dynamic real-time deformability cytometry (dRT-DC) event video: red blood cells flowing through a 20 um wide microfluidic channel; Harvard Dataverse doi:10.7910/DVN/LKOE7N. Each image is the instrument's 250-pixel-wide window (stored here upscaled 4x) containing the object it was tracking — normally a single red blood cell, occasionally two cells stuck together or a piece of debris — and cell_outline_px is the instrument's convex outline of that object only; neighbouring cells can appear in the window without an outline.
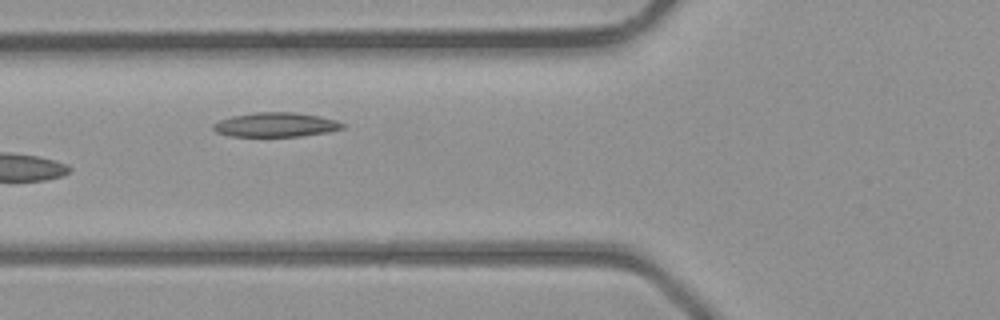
{"species": "common noctule bat (a hibernating species)", "species_latin": "Nyctalus noctula", "temperature_condition": "room temperature", "stored_images_in_passage": 5, "camera_frame_rate_fps": 3000, "um_per_image_px": 0.085, "animal": {"sex": "male", "body_mass_g": 23.1, "forearm_length_mm": 52.7}, "frame": {"image": 1, "passage_image": 4, "time_ms": 3.667, "image_size_px": [1000, 320], "cell_outline_px": [[344, 128], [328, 132], [300, 136], [228, 136], [216, 132], [212, 128], [212, 124], [220, 120], [232, 116], [256, 112], [296, 112], [320, 116], [336, 120], [344, 124]], "centroid_in_image_um": [23.43, 10.6], "position_along_channel_um": 102.4, "area_um2": 18.38}}
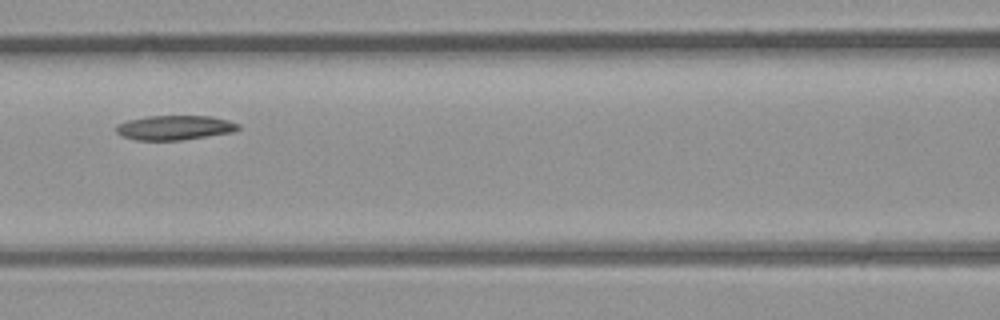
{"frame": {"image": 2, "passage_image": 5, "time_ms": 4.667, "image_size_px": [1000, 320], "cell_outline_px": [[240, 128], [232, 132], [180, 140], [136, 140], [124, 136], [116, 132], [116, 124], [128, 120], [148, 116], [212, 116], [228, 120], [240, 124]], "centroid_in_image_um": [14.85, 10.84], "position_along_channel_um": 151.8, "area_um2": 17.34}}